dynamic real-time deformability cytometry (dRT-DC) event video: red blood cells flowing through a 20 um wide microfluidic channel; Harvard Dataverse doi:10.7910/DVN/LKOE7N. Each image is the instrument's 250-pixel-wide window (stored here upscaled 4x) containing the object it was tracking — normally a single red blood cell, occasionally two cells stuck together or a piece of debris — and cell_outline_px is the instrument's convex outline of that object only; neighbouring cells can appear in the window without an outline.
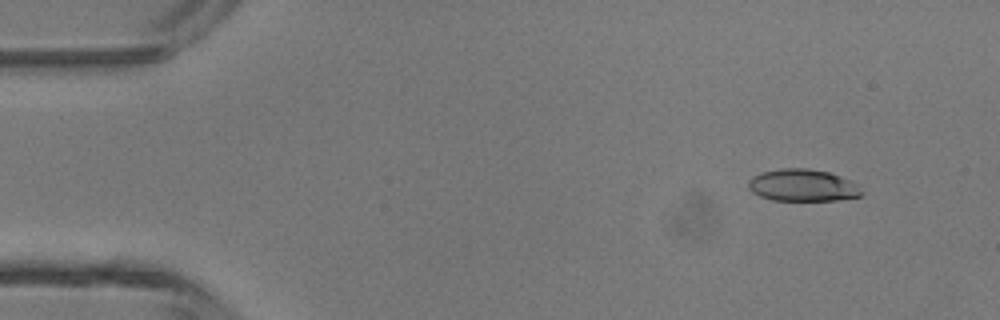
{"species": "common noctule bat (a hibernating species)", "species_latin": "Nyctalus noctula", "temperature_condition": "room temperature", "stored_images_in_passage": 5, "camera_frame_rate_fps": 3000, "um_per_image_px": 0.085, "animal": {"sex": "male", "body_mass_g": 13.3}, "frame": {"image": 1, "passage_image": 2, "time_ms": 0.333, "image_size_px": [1000, 320], "cell_outline_px": [[864, 192], [860, 196], [836, 200], [772, 200], [760, 196], [752, 192], [748, 188], [748, 180], [752, 176], [760, 172], [780, 168], [808, 168], [828, 172], [852, 180]], "centroid_in_image_um": [68.21, 15.74], "position_along_channel_um": 16.8, "area_um2": 21.33}}
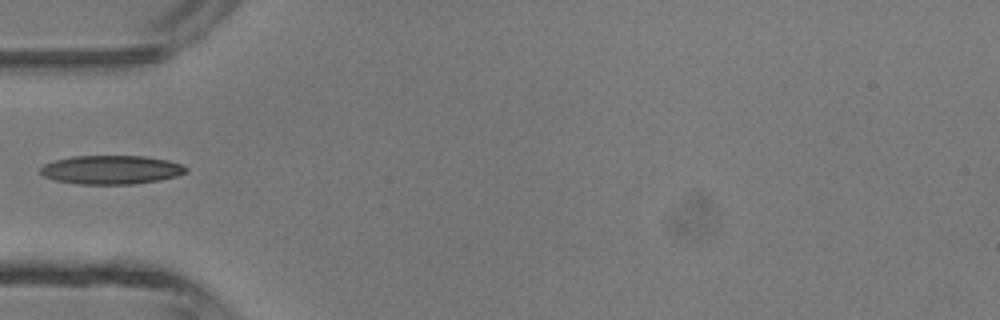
{"frame": {"image": 2, "passage_image": 5, "time_ms": 1.333, "image_size_px": [1000, 320], "cell_outline_px": [[188, 172], [176, 176], [160, 180], [132, 184], [76, 184], [56, 180], [44, 176], [40, 172], [40, 168], [44, 164], [52, 160], [72, 156], [144, 156], [168, 160], [184, 164], [188, 168]], "centroid_in_image_um": [9.47, 14.42], "position_along_channel_um": 75.5, "area_um2": 24.62}}